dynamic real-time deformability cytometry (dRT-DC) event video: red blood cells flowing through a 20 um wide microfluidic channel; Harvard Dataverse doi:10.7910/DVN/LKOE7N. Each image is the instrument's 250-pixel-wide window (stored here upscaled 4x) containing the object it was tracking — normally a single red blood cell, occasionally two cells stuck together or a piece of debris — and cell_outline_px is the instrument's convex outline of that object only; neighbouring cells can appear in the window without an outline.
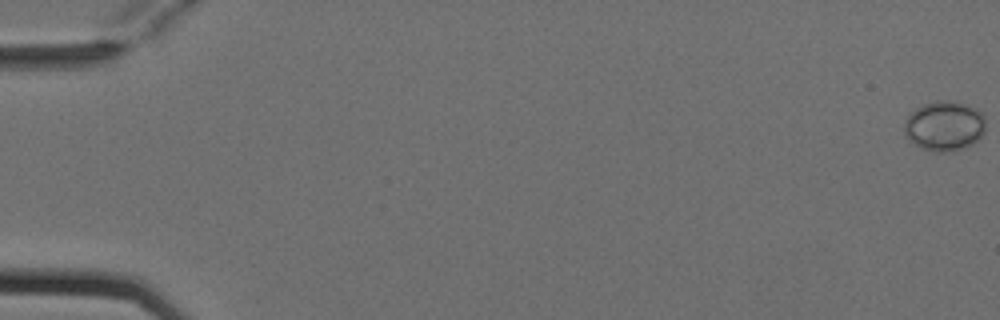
{"species": "Egyptian fruit bat (a non-hibernating species)", "species_latin": "Rousettus aegyptiacus", "temperature_condition": "cold", "stored_images_in_passage": 7, "camera_frame_rate_fps": 3000, "um_per_image_px": 0.085, "animal": {"sex": "female"}, "frame": {"image": 1, "passage_image": 1, "time_ms": 0.0, "image_size_px": [1000, 320], "cell_outline_px": [[984, 132], [972, 144], [948, 152], [936, 152], [912, 144], [908, 140], [904, 132], [904, 120], [916, 108], [924, 104], [936, 100], [956, 100], [976, 108], [984, 116]], "centroid_in_image_um": [80.25, 10.68], "position_along_channel_um": 4.8, "area_um2": 23.7}}
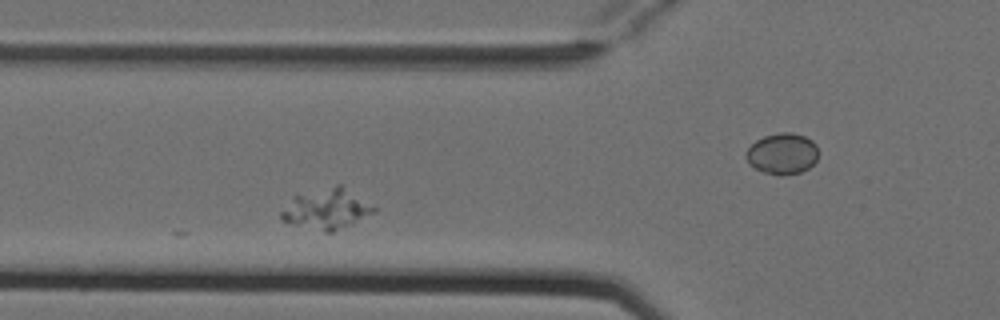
{"frame": {"image": 2, "passage_image": 5, "time_ms": 1.333, "image_size_px": [1000, 320], "cell_outline_px": [[376, 212], [352, 224], [332, 232], [324, 232], [280, 220], [280, 212], [292, 196], [336, 184], [340, 184], [376, 208]], "centroid_in_image_um": [27.74, 17.76], "position_along_channel_um": 98.1, "area_um2": 21.62}}